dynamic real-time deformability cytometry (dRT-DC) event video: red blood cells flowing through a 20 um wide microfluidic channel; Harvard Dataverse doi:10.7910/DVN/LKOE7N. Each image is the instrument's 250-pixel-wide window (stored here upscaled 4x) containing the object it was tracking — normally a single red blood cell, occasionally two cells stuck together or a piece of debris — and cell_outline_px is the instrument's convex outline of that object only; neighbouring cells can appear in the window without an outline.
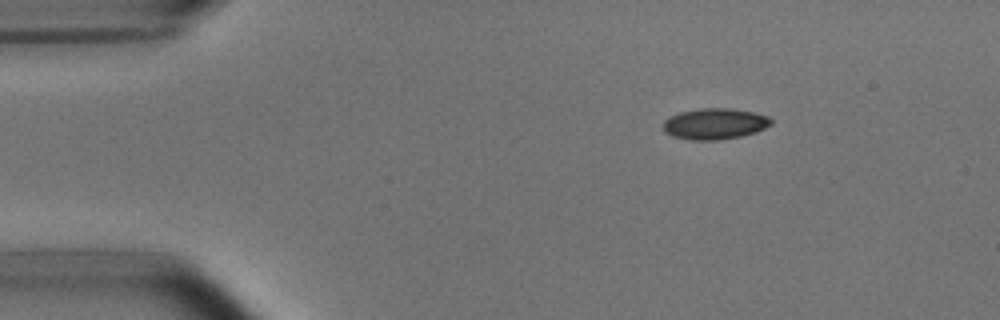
{"species": "common noctule bat (a hibernating species)", "species_latin": "Nyctalus noctula", "temperature_condition": "room temperature", "stored_images_in_passage": 4, "camera_frame_rate_fps": 3000, "um_per_image_px": 0.085, "animal": {"sex": "male", "body_mass_g": 15.6}, "frame": {"image": 1, "passage_image": 2, "time_ms": 1.0, "image_size_px": [1000, 320], "cell_outline_px": [[772, 124], [756, 132], [740, 136], [720, 140], [688, 140], [672, 136], [664, 132], [664, 120], [668, 116], [680, 112], [700, 108], [728, 108], [756, 112], [768, 116], [772, 120]], "centroid_in_image_um": [60.74, 10.52], "position_along_channel_um": 24.3, "area_um2": 19.71}}